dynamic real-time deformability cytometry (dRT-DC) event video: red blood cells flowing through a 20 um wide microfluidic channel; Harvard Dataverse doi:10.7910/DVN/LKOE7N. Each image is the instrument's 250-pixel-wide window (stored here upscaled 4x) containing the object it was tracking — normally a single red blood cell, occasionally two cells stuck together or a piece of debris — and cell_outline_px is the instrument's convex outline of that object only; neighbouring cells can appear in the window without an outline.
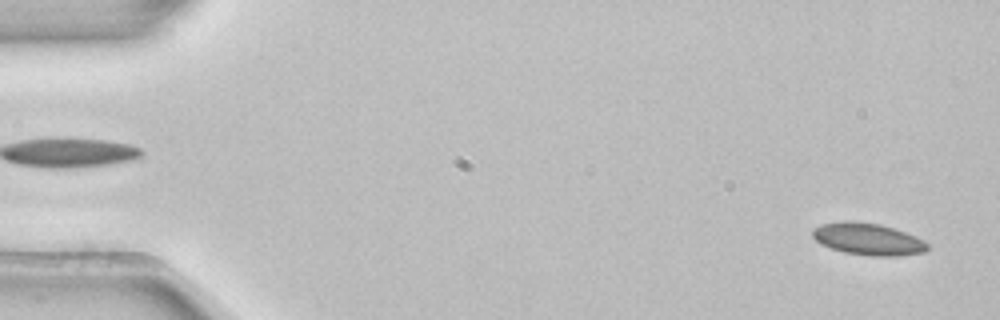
{"species": "common noctule bat (a hibernating species)", "species_latin": "Nyctalus noctula", "temperature_condition": "room temperature", "stored_images_in_passage": 53, "camera_frame_rate_fps": 3000, "um_per_image_px": 0.085, "animal": {"sex": "female", "body_mass_g": 22.7, "forearm_length_mm": 54.2}, "frame": {"image": 1, "passage_image": 2, "time_ms": 0.333, "image_size_px": [1000, 320], "cell_outline_px": [[928, 248], [924, 252], [896, 256], [868, 256], [844, 252], [820, 244], [812, 236], [812, 228], [824, 224], [844, 220], [848, 220], [880, 224], [916, 236], [924, 240], [928, 244]], "centroid_in_image_um": [73.76, 20.32], "position_along_channel_um": 11.2, "area_um2": 21.39}}
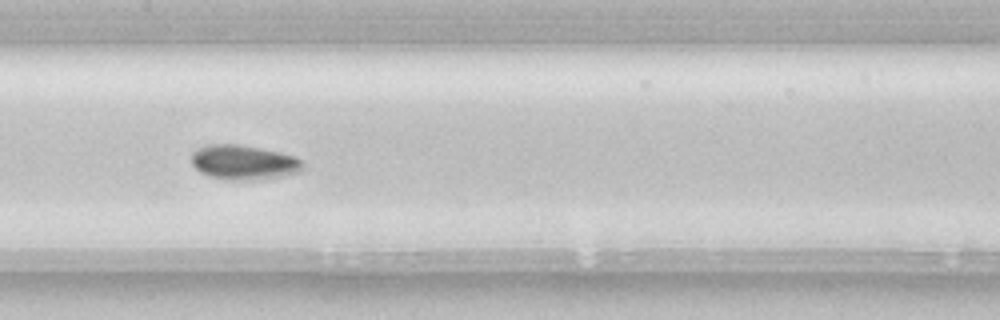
{"frame": {"image": 2, "passage_image": 26, "time_ms": 8.333, "image_size_px": [1000, 320], "cell_outline_px": [[304, 168], [300, 172], [280, 176], [252, 180], [228, 180], [208, 176], [200, 172], [192, 164], [192, 152], [196, 148], [204, 144], [236, 144], [260, 148], [280, 152], [296, 156], [304, 164]], "centroid_in_image_um": [20.7, 13.79], "position_along_channel_um": 186.7, "area_um2": 22.66}}
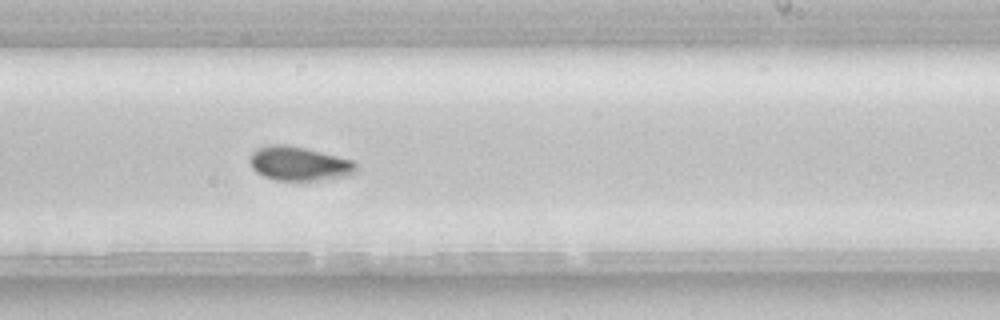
{"frame": {"image": 3, "passage_image": 32, "time_ms": 10.333, "image_size_px": [1000, 320], "cell_outline_px": [[356, 172], [340, 176], [316, 180], [276, 180], [264, 176], [256, 172], [252, 168], [248, 160], [252, 152], [256, 148], [268, 144], [288, 144], [352, 160], [356, 164]], "centroid_in_image_um": [25.33, 13.89], "position_along_channel_um": 263.7, "area_um2": 20.87}, "authors_computed_cell_mechanics": {"area_um2": 20.8658, "velocity_mm_per_s": 3.8608, "shape_relaxation_time_tau1_ms": 5.2977, "shape_relaxation_time_tau2_ms": null, "deformation_change_tau1": 0.0768, "deformation_change_tau2": null}}